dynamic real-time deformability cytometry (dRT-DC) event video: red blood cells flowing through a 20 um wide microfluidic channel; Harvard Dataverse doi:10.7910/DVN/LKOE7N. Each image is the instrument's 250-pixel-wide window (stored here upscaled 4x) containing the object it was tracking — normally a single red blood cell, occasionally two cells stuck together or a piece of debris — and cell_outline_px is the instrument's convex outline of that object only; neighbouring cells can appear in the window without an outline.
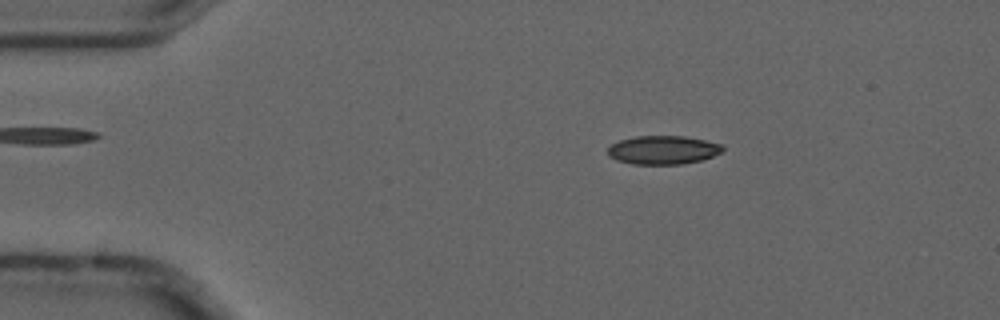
{"species": "common noctule bat (a hibernating species)", "species_latin": "Nyctalus noctula", "temperature_condition": "cold", "stored_images_in_passage": 4, "camera_frame_rate_fps": 3000, "um_per_image_px": 0.085, "animal": {"sex": "male", "forearm_length_mm": 52.5}, "frame": {"image": 1, "passage_image": 2, "time_ms": 0.333, "image_size_px": [1000, 320], "cell_outline_px": [[724, 152], [700, 160], [680, 164], [632, 164], [616, 160], [608, 156], [608, 148], [612, 144], [620, 140], [636, 136], [684, 136], [724, 144]], "centroid_in_image_um": [56.37, 12.74], "position_along_channel_um": 28.6, "area_um2": 19.19}}